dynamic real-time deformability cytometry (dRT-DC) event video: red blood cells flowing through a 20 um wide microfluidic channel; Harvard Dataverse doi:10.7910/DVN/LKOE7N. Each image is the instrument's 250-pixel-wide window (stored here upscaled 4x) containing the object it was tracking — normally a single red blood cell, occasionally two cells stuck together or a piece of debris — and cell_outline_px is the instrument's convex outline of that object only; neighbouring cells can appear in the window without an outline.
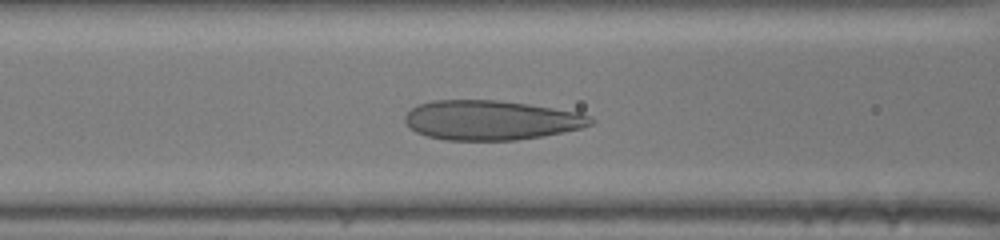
{"species": "human", "species_latin": "Homo sapiens", "temperature_condition": "room temperature", "stored_images_in_passage": 32, "camera_frame_rate_fps": 3000, "um_per_image_px": 0.085, "donor": {"sex": "male"}, "frame": {"image": 1, "passage_image": 9, "time_ms": 2.667, "image_size_px": [1000, 240], "cell_outline_px": [[596, 120], [592, 124], [580, 128], [540, 136], [516, 140], [448, 140], [428, 136], [416, 132], [404, 120], [404, 116], [412, 108], [420, 104], [432, 100], [500, 100], [528, 104], [580, 112], [592, 116]], "centroid_in_image_um": [41.76, 10.2], "position_along_channel_um": 124.8, "area_um2": 42.71}}
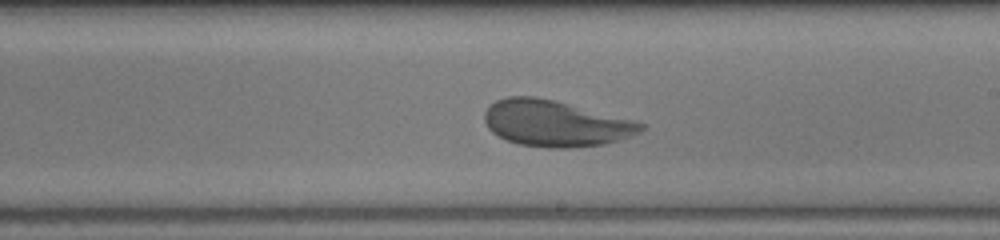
{"frame": {"image": 2, "passage_image": 17, "time_ms": 5.333, "image_size_px": [1000, 240], "cell_outline_px": [[644, 128], [640, 132], [604, 144], [568, 148], [548, 148], [520, 144], [508, 140], [492, 132], [488, 128], [484, 120], [484, 112], [496, 100], [508, 96], [536, 96], [552, 100], [644, 124]], "centroid_in_image_um": [47.12, 10.5], "position_along_channel_um": 241.9, "area_um2": 41.04}}
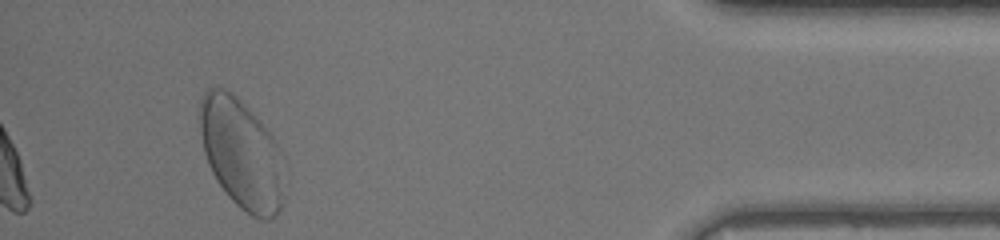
{"frame": {"image": 3, "passage_image": 32, "time_ms": 10.333, "image_size_px": [1000, 240], "cell_outline_px": [[284, 200], [280, 208], [268, 220], [260, 220], [252, 216], [240, 208], [228, 196], [212, 172], [208, 164], [204, 152], [200, 132], [200, 100], [204, 92], [208, 88], [224, 88], [232, 92], [260, 120], [276, 140], [284, 196]], "centroid_in_image_um": [20.49, 13.06], "position_along_channel_um": 414.7, "area_um2": 53.52}}